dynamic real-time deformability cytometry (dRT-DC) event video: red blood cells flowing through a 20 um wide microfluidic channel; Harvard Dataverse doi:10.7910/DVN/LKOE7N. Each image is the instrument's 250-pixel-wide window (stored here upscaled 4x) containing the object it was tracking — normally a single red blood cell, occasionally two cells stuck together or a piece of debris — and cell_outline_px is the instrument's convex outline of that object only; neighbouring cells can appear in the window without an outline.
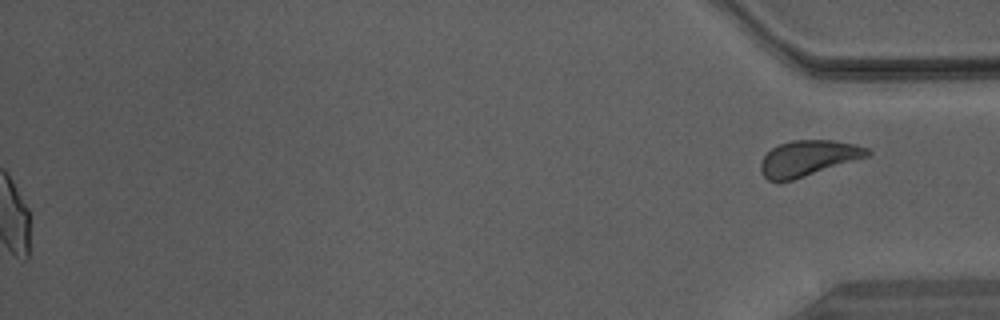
{"species": "Egyptian fruit bat (a non-hibernating species)", "species_latin": "Rousettus aegyptiacus", "temperature_condition": "warm", "stored_images_in_passage": 46, "segment_of_instrument_passage": [2, 2], "camera_frame_rate_fps": 3000, "um_per_image_px": 0.085, "animal": {"sex": "male"}, "frame": {"image": 1, "passage_image": 46, "time_ms": 15.0, "image_size_px": [1000, 320], "cell_outline_px": [[872, 152], [868, 156], [792, 180], [768, 180], [760, 172], [760, 164], [764, 156], [772, 148], [780, 144], [792, 140], [836, 140], [856, 144], [868, 148]], "centroid_in_image_um": [68.7, 13.42], "position_along_channel_um": 366.5, "area_um2": 21.91}}